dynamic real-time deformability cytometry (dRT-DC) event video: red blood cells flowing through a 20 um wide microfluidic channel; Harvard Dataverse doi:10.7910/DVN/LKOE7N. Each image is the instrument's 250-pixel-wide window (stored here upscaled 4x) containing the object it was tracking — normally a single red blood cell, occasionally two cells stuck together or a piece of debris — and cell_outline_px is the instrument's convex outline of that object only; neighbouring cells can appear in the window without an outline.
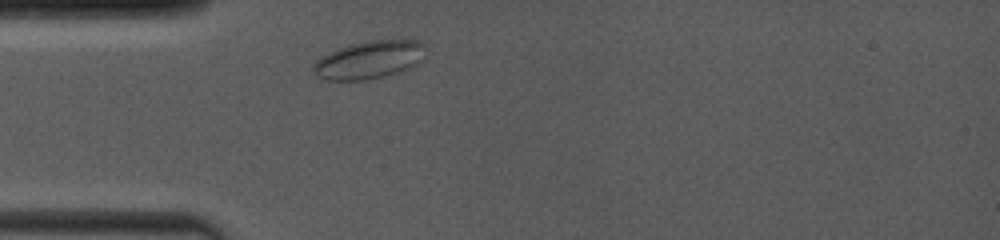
{"species": "common noctule bat (a hibernating species)", "species_latin": "Nyctalus noctula", "temperature_condition": "room temperature", "stored_images_in_passage": 1, "camera_frame_rate_fps": 4000, "um_per_image_px": 0.085, "animal": {"sex": "female", "body_mass_g": 19.0, "forearm_length_mm": 53.3}, "frame": {"image": 1, "passage_image": 1, "time_ms": 0.0, "image_size_px": [1000, 240], "cell_outline_px": [[424, 44], [420, 60], [416, 64], [408, 68], [384, 76], [364, 80], [328, 80], [320, 76], [312, 68], [312, 64], [320, 56], [340, 48], [352, 44], [368, 40], [420, 40]], "centroid_in_image_um": [31.35, 5.07], "position_along_channel_um": 53.7, "area_um2": 24.28}}